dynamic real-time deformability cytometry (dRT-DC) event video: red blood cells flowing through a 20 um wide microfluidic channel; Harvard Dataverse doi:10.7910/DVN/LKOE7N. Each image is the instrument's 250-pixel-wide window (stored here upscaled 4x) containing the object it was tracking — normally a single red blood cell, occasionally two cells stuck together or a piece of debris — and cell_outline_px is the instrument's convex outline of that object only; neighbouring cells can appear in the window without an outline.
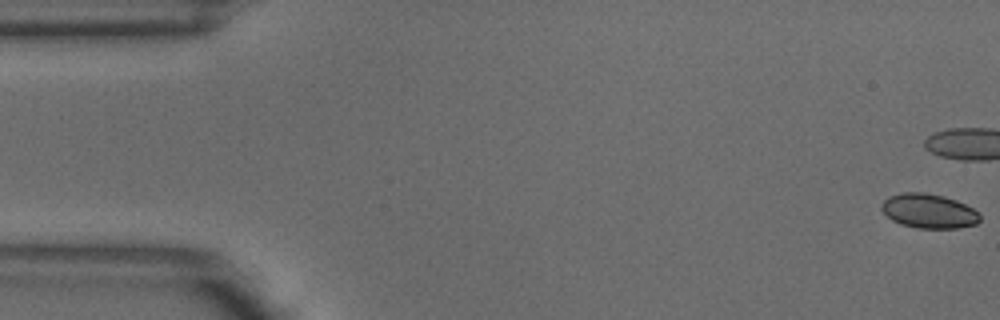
{"species": "common noctule bat (a hibernating species)", "species_latin": "Nyctalus noctula", "temperature_condition": "warm", "stored_images_in_passage": 9, "camera_frame_rate_fps": 3000, "um_per_image_px": 0.085, "animal": {"sex": "male", "body_mass_g": 18.8}, "frame": {"image": 1, "passage_image": 1, "time_ms": 0.0, "image_size_px": [1000, 320], "cell_outline_px": [[980, 220], [976, 224], [960, 228], [916, 228], [900, 224], [892, 220], [880, 208], [880, 204], [888, 196], [900, 192], [924, 192], [944, 196], [956, 200], [972, 208], [980, 216]], "centroid_in_image_um": [78.91, 17.93], "position_along_channel_um": 6.1, "area_um2": 19.83}}